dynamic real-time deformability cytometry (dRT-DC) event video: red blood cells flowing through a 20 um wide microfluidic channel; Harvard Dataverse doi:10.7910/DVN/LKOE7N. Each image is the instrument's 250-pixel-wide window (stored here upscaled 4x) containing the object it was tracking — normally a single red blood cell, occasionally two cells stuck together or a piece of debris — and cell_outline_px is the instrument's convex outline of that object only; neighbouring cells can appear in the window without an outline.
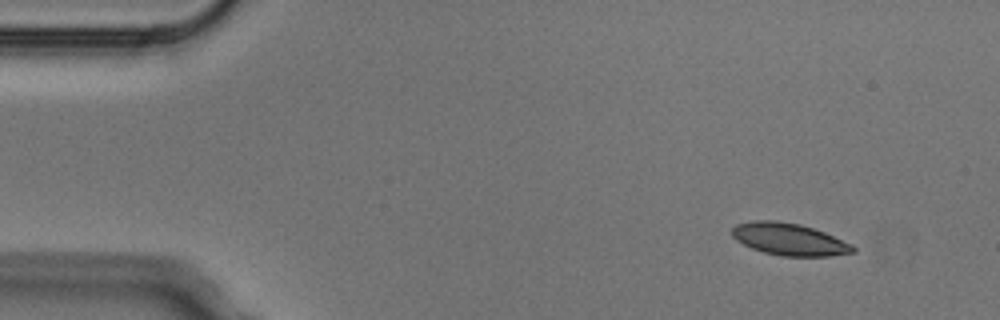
{"species": "Egyptian fruit bat (a non-hibernating species)", "species_latin": "Rousettus aegyptiacus", "temperature_condition": "cold", "stored_images_in_passage": 6, "camera_frame_rate_fps": 3000, "um_per_image_px": 0.085, "animal": {"sex": "male"}, "frame": {"image": 1, "passage_image": 1, "time_ms": 0.0, "image_size_px": [1000, 320], "cell_outline_px": [[856, 252], [832, 256], [780, 256], [764, 252], [752, 248], [736, 240], [732, 236], [732, 228], [736, 224], [752, 220], [776, 220], [800, 224], [824, 232], [852, 244], [856, 248]], "centroid_in_image_um": [67.09, 20.34], "position_along_channel_um": 17.9, "area_um2": 22.72}}
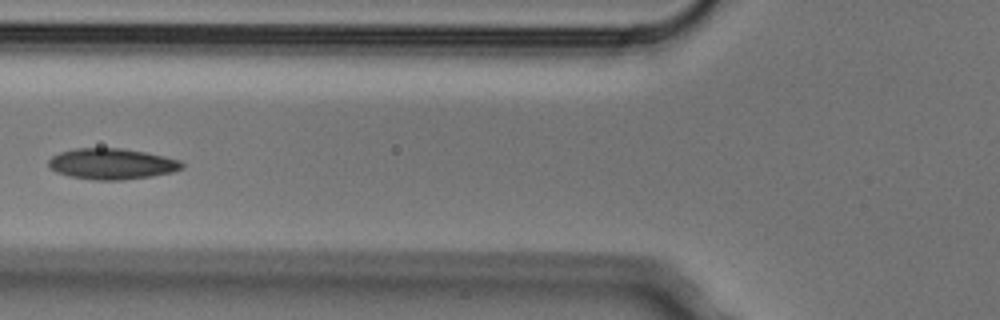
{"frame": {"image": 2, "passage_image": 5, "time_ms": 1.333, "image_size_px": [1000, 320], "cell_outline_px": [[184, 168], [172, 172], [152, 176], [124, 180], [92, 180], [68, 176], [56, 172], [48, 168], [48, 160], [52, 156], [60, 152], [76, 148], [120, 148], [144, 152], [164, 156], [180, 160], [184, 164]], "centroid_in_image_um": [9.48, 13.94], "position_along_channel_um": 116.3, "area_um2": 24.22}}
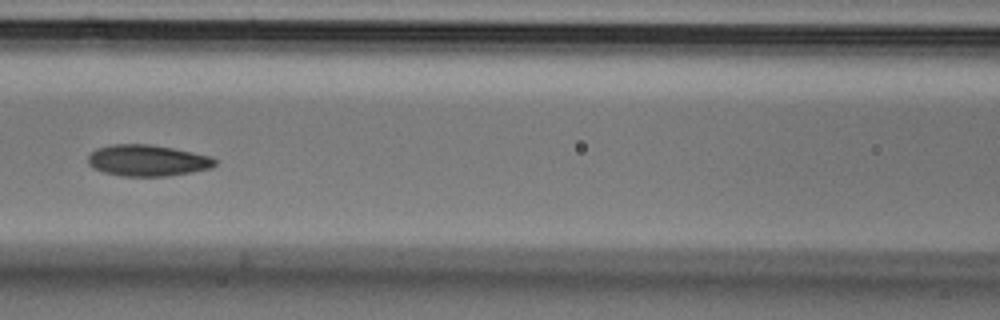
{"frame": {"image": 3, "passage_image": 6, "time_ms": 1.667, "image_size_px": [1000, 320], "cell_outline_px": [[216, 164], [212, 168], [192, 172], [168, 176], [124, 176], [104, 172], [92, 168], [88, 164], [88, 156], [96, 148], [112, 144], [148, 144], [172, 148], [212, 156], [216, 160]], "centroid_in_image_um": [12.54, 13.64], "position_along_channel_um": 154.1, "area_um2": 23.24}}